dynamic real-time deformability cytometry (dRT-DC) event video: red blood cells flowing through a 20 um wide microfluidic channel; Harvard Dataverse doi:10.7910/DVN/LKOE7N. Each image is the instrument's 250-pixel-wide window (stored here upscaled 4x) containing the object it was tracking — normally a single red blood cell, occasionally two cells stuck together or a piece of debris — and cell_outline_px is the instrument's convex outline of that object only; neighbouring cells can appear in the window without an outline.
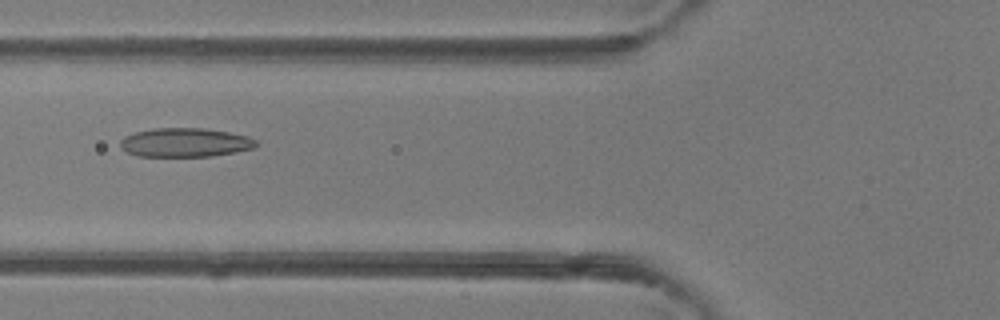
{"species": "common noctule bat (a hibernating species)", "species_latin": "Nyctalus noctula", "temperature_condition": "room temperature", "stored_images_in_passage": 3, "camera_frame_rate_fps": 3000, "um_per_image_px": 0.085, "animal": {"sex": "female"}, "frame": {"image": 1, "passage_image": 3, "time_ms": 2.333, "image_size_px": [1000, 320], "cell_outline_px": [[260, 144], [256, 148], [236, 152], [212, 156], [136, 156], [120, 148], [120, 140], [124, 136], [136, 132], [152, 128], [204, 128], [228, 132], [248, 136], [256, 140]], "centroid_in_image_um": [15.76, 12.11], "position_along_channel_um": 110.0, "area_um2": 23.12}}